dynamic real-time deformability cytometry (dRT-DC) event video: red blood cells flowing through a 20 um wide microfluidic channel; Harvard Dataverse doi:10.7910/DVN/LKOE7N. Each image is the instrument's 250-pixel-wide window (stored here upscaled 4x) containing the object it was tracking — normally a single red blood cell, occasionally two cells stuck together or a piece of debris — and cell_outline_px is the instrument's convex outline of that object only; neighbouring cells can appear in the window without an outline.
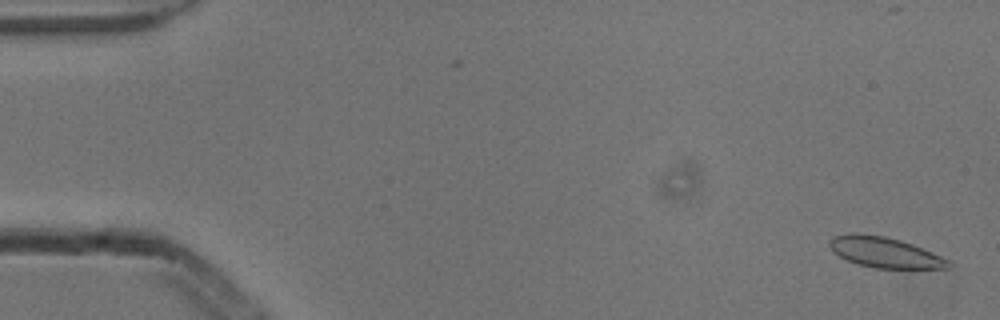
{"species": "common noctule bat (a hibernating species)", "species_latin": "Nyctalus noctula", "temperature_condition": "cold", "stored_images_in_passage": 2, "camera_frame_rate_fps": 3000, "um_per_image_px": 0.085, "animal": {"sex": "male", "body_mass_g": 13.3}, "frame": {"image": 1, "passage_image": 2, "time_ms": 0.333, "image_size_px": [1000, 320], "cell_outline_px": [[952, 268], [876, 268], [856, 264], [840, 256], [828, 244], [828, 240], [832, 236], [848, 232], [860, 232], [884, 236], [900, 240], [912, 244], [940, 256], [948, 260], [952, 264]], "centroid_in_image_um": [75.16, 21.43], "position_along_channel_um": 9.8, "area_um2": 21.15}}